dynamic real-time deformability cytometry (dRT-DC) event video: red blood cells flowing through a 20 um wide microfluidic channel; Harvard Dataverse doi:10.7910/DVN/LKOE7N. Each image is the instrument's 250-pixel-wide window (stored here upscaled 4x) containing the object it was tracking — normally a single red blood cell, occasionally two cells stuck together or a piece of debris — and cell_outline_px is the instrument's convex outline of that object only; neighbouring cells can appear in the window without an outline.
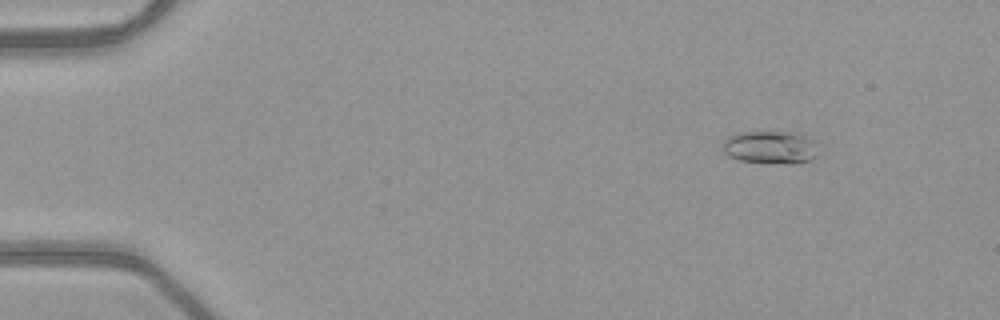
{"species": "common noctule bat (a hibernating species)", "species_latin": "Nyctalus noctula", "temperature_condition": "warm", "stored_images_in_passage": 52, "camera_frame_rate_fps": 3000, "um_per_image_px": 0.085, "animal": {"sex": "female", "body_mass_g": 21.9}, "frame": {"image": 1, "passage_image": 7, "time_ms": 2.0, "image_size_px": [1000, 320], "cell_outline_px": [[816, 156], [812, 160], [768, 164], [740, 160], [728, 156], [724, 152], [724, 140], [728, 136], [736, 132], [800, 132], [816, 140]], "centroid_in_image_um": [65.49, 12.5], "position_along_channel_um": 19.5, "area_um2": 18.5}}
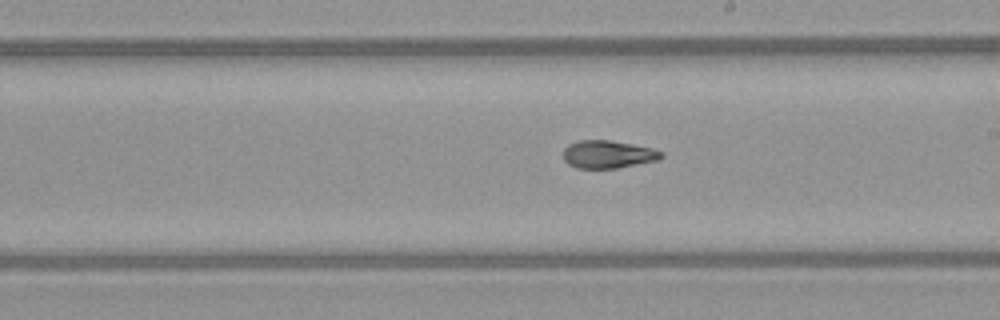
{"frame": {"image": 2, "passage_image": 31, "time_ms": 10.0, "image_size_px": [1000, 320], "cell_outline_px": [[664, 156], [660, 160], [616, 168], [576, 168], [568, 164], [564, 160], [564, 148], [568, 144], [580, 140], [608, 140], [632, 144], [652, 148], [664, 152]], "centroid_in_image_um": [51.7, 13.12], "position_along_channel_um": 237.3, "area_um2": 15.95}}
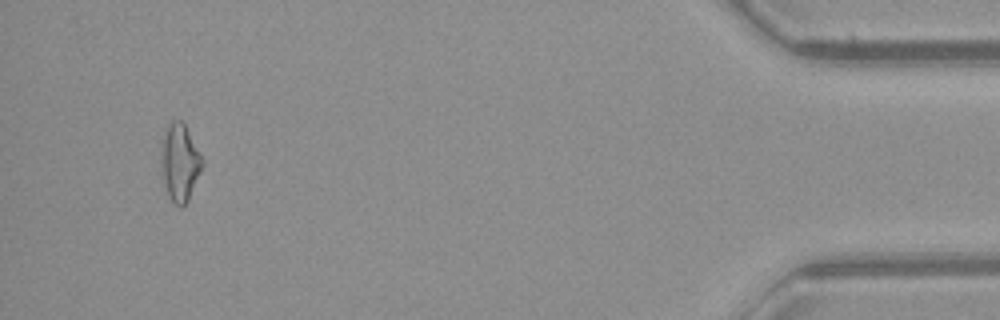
{"frame": {"image": 3, "passage_image": 50, "time_ms": 16.333, "image_size_px": [1000, 320], "cell_outline_px": [[204, 164], [188, 200], [180, 208], [168, 196], [164, 180], [164, 128], [172, 120], [180, 120], [184, 124], [204, 160]], "centroid_in_image_um": [15.34, 13.81], "position_along_channel_um": 419.9, "area_um2": 17.63}, "authors_computed_cell_mechanics": {"area_um2": 16.5886, "velocity_mm_per_s": 4.0406, "shape_relaxation_time_tau1_ms": 9.0622, "shape_relaxation_time_tau2_ms": 2.6692, "deformation_change_tau1": 0.2217, "deformation_change_tau2": 0.0816}}